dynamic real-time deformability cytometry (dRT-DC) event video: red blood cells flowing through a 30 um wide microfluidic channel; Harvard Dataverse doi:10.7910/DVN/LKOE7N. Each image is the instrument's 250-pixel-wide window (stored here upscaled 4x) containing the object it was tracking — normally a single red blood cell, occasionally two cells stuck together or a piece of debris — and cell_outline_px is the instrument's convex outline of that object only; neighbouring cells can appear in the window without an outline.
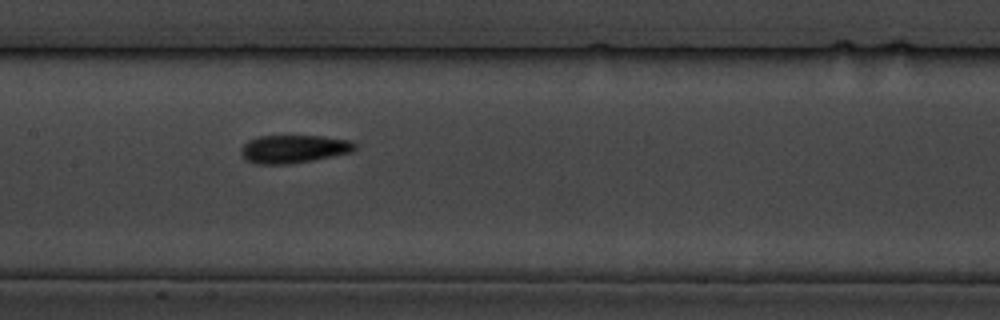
{"species": "common noctule bat (a hibernating species)", "species_latin": "Nyctalus noctula", "temperature_condition": "cold", "stored_images_in_passage": 14, "camera_frame_rate_fps": 3000, "um_per_image_px": 0.085, "animal": {"sex": "male", "body_mass_g": 19.5, "forearm_length_mm": 54.6}, "frame": {"image": 1, "passage_image": 7, "time_ms": 7.667, "image_size_px": [1000, 320], "cell_outline_px": [[356, 148], [352, 152], [312, 160], [288, 164], [256, 164], [248, 160], [240, 152], [240, 148], [248, 140], [260, 136], [320, 136], [352, 140], [356, 144]], "centroid_in_image_um": [24.98, 12.65], "position_along_channel_um": 182.4, "area_um2": 18.55}}
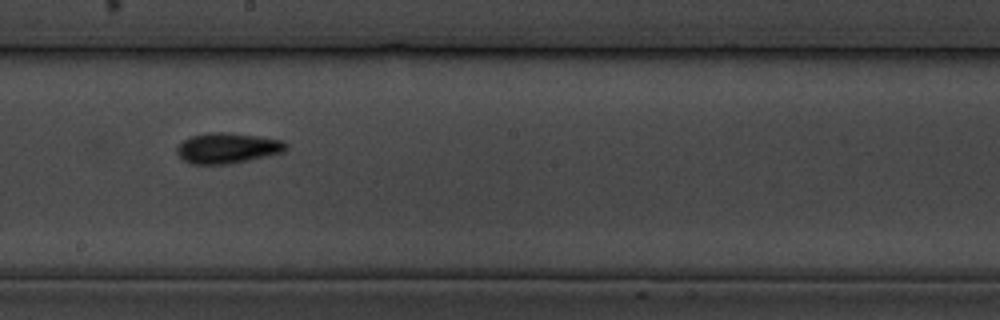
{"frame": {"image": 2, "passage_image": 8, "time_ms": 9.0, "image_size_px": [1000, 320], "cell_outline_px": [[288, 148], [284, 152], [232, 164], [192, 164], [184, 160], [176, 152], [176, 148], [184, 140], [192, 136], [208, 132], [232, 132], [280, 140], [288, 144]], "centroid_in_image_um": [19.35, 12.59], "position_along_channel_um": 228.9, "area_um2": 19.42}}
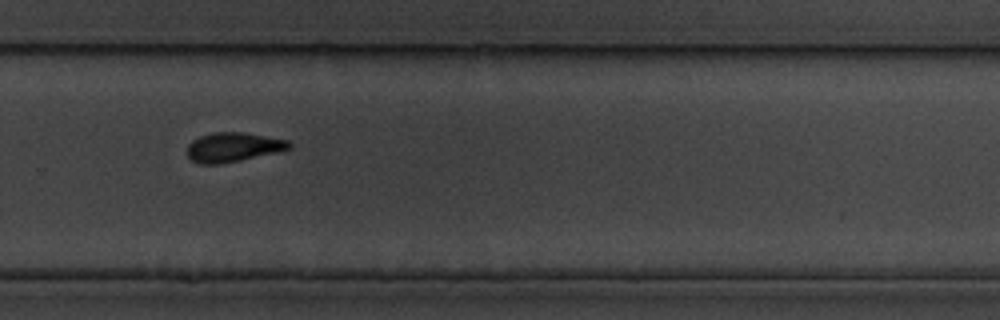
{"frame": {"image": 3, "passage_image": 10, "time_ms": 11.333, "image_size_px": [1000, 320], "cell_outline_px": [[292, 148], [284, 152], [220, 164], [200, 164], [192, 160], [188, 156], [188, 144], [192, 140], [200, 136], [212, 132], [244, 132], [288, 140], [292, 144]], "centroid_in_image_um": [19.88, 12.51], "position_along_channel_um": 309.9, "area_um2": 17.8}, "authors_computed_cell_mechanics": {"area_um2": 18.785, "velocity_mm_per_s": 3.4983, "shape_relaxation_time_tau1_ms": 4.1611, "shape_relaxation_time_tau2_ms": 3.5558, "deformation_change_tau1": 0.0997, "deformation_change_tau2": 0.0642}}